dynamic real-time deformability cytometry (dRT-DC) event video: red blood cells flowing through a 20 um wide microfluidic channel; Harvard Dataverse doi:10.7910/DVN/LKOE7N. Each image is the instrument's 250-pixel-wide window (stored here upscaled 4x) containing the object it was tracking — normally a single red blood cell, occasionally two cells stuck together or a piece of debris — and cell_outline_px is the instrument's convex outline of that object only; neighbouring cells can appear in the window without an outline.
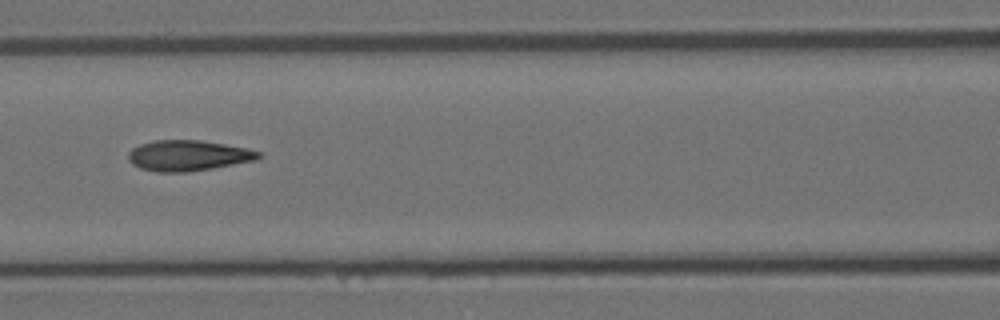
{"species": "Egyptian fruit bat (a non-hibernating species)", "species_latin": "Rousettus aegyptiacus", "temperature_condition": "room temperature", "stored_images_in_passage": 15, "camera_frame_rate_fps": 3000, "um_per_image_px": 0.085, "animal": {"sex": "female"}, "frame": {"image": 1, "passage_image": 7, "time_ms": 2.0, "image_size_px": [1000, 320], "cell_outline_px": [[260, 156], [256, 160], [212, 168], [188, 172], [156, 172], [140, 168], [132, 164], [128, 160], [128, 152], [132, 148], [140, 144], [156, 140], [200, 140], [248, 148], [260, 152]], "centroid_in_image_um": [15.96, 13.22], "position_along_channel_um": 150.6, "area_um2": 23.24}}
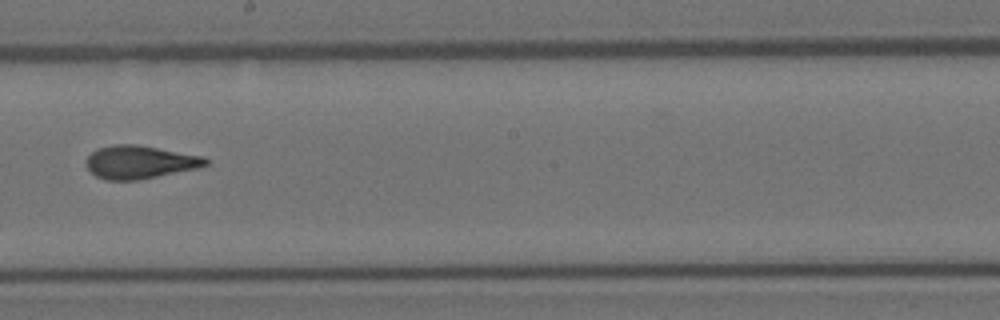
{"frame": {"image": 2, "passage_image": 9, "time_ms": 2.667, "image_size_px": [1000, 320], "cell_outline_px": [[208, 164], [196, 168], [140, 180], [108, 180], [96, 176], [88, 168], [88, 156], [96, 148], [112, 144], [136, 144], [204, 156], [208, 160]], "centroid_in_image_um": [11.88, 13.77], "position_along_channel_um": 236.3, "area_um2": 22.89}}
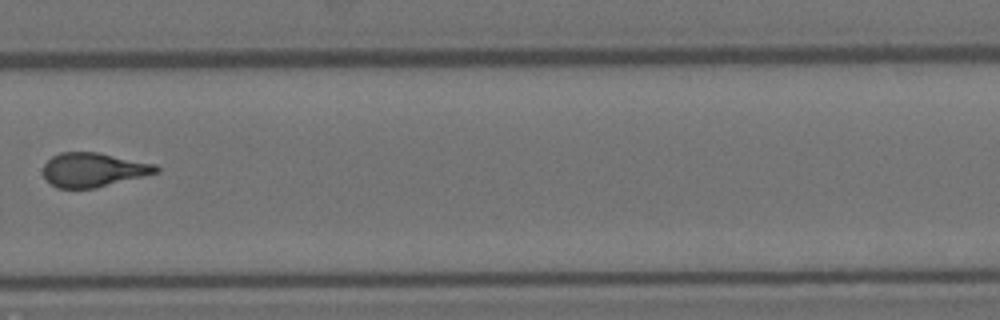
{"frame": {"image": 3, "passage_image": 11, "time_ms": 3.333, "image_size_px": [1000, 320], "cell_outline_px": [[160, 172], [96, 188], [56, 188], [44, 176], [44, 164], [52, 156], [60, 152], [96, 152], [156, 164], [160, 168]], "centroid_in_image_um": [7.96, 14.43], "position_along_channel_um": 321.8, "area_um2": 22.37}}